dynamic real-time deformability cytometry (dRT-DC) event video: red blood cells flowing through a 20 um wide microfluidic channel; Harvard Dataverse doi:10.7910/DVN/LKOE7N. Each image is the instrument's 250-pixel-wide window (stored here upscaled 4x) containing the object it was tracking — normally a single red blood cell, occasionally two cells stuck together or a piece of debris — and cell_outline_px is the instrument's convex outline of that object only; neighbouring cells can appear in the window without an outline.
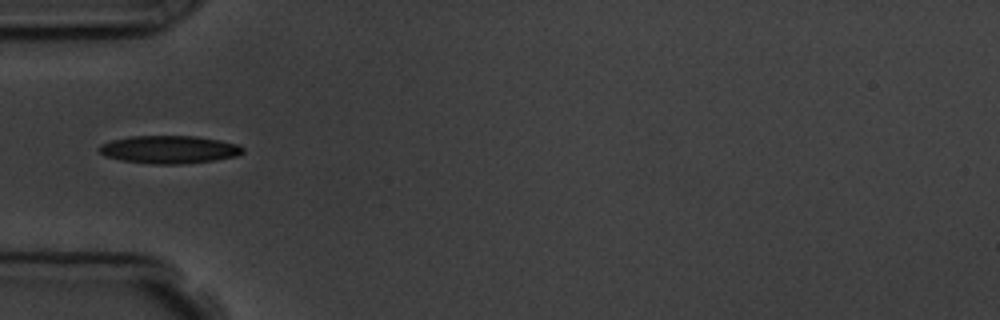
{"species": "common noctule bat (a hibernating species)", "species_latin": "Nyctalus noctula", "temperature_condition": "room temperature", "stored_images_in_passage": 5, "camera_frame_rate_fps": 3000, "um_per_image_px": 0.085, "animal": {"sex": "male", "body_mass_g": 19.5, "forearm_length_mm": 54.6}, "frame": {"image": 1, "passage_image": 5, "time_ms": 5.333, "image_size_px": [1000, 320], "cell_outline_px": [[244, 152], [236, 156], [216, 160], [184, 164], [148, 164], [124, 160], [104, 156], [96, 148], [100, 144], [112, 140], [132, 136], [196, 136], [220, 140], [240, 144], [244, 148]], "centroid_in_image_um": [14.4, 12.71], "position_along_channel_um": 70.6, "area_um2": 23.52}}